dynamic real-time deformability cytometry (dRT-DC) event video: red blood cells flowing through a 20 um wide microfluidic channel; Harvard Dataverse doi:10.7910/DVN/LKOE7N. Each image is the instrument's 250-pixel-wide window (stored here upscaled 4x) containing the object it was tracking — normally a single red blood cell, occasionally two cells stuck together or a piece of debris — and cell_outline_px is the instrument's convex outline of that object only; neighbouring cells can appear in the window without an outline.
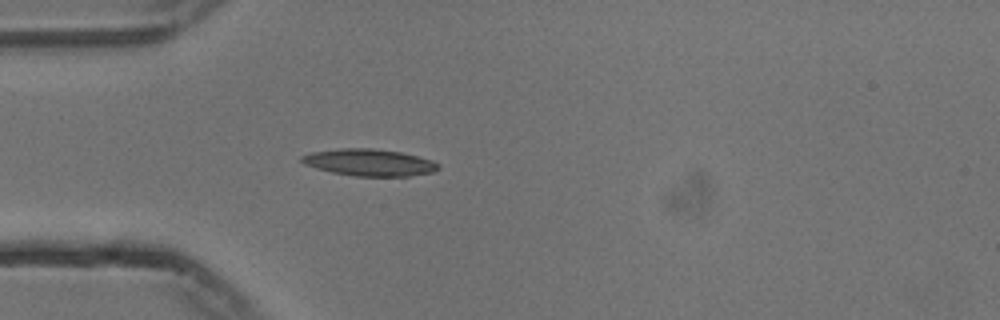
{"species": "common noctule bat (a hibernating species)", "species_latin": "Nyctalus noctula", "temperature_condition": "cold", "stored_images_in_passage": 40, "camera_frame_rate_fps": 3000, "um_per_image_px": 0.085, "animal": {"sex": "male", "body_mass_g": 13.3}, "frame": {"image": 1, "passage_image": 1, "time_ms": 0.0, "image_size_px": [1000, 320], "cell_outline_px": [[440, 168], [432, 172], [408, 176], [356, 176], [332, 172], [316, 168], [304, 164], [300, 160], [300, 156], [312, 152], [340, 148], [372, 148], [400, 152], [432, 160], [440, 164]], "centroid_in_image_um": [31.38, 13.8], "position_along_channel_um": 53.6, "area_um2": 21.33}}
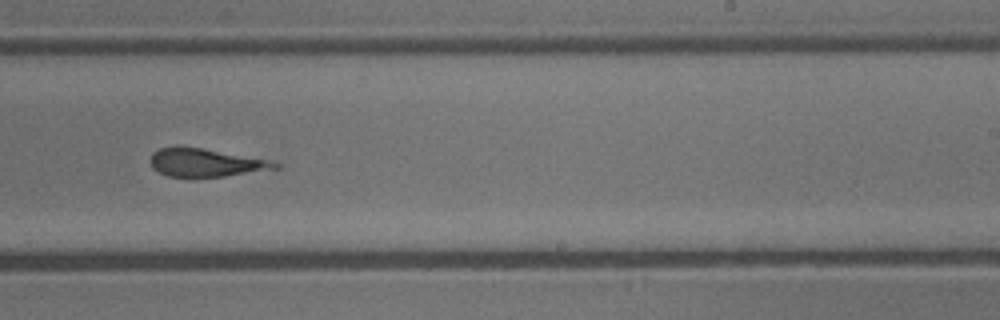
{"frame": {"image": 2, "passage_image": 19, "time_ms": 6.0, "image_size_px": [1000, 320], "cell_outline_px": [[280, 168], [224, 176], [168, 176], [152, 168], [152, 152], [160, 148], [176, 144], [200, 148], [264, 160], [280, 164]], "centroid_in_image_um": [17.39, 13.8], "position_along_channel_um": 271.6, "area_um2": 19.88}}
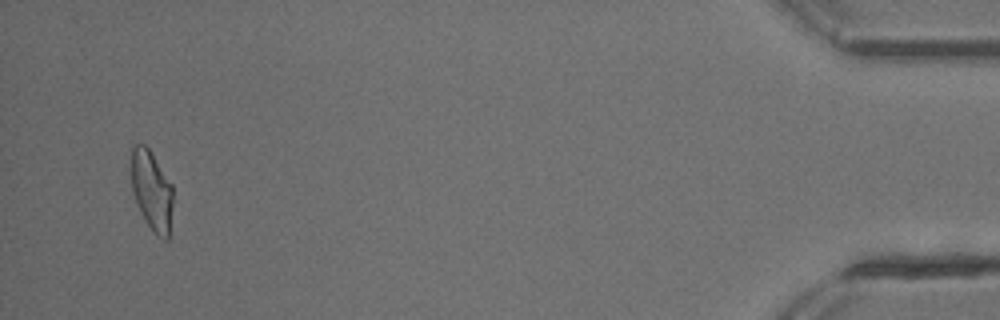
{"frame": {"image": 3, "passage_image": 38, "time_ms": 12.333, "image_size_px": [1000, 320], "cell_outline_px": [[172, 204], [168, 240], [164, 240], [156, 236], [148, 224], [136, 204], [132, 192], [132, 144], [144, 144], [148, 148], [172, 184]], "centroid_in_image_um": [12.89, 16.21], "position_along_channel_um": 422.3, "area_um2": 19.19}, "authors_computed_cell_mechanics": {"area_um2": 20.8658, "velocity_mm_per_s": 3.7439, "shape_relaxation_time_tau1_ms": null, "shape_relaxation_time_tau2_ms": 3.3895, "deformation_change_tau1": null, "deformation_change_tau2": 0.1518}}